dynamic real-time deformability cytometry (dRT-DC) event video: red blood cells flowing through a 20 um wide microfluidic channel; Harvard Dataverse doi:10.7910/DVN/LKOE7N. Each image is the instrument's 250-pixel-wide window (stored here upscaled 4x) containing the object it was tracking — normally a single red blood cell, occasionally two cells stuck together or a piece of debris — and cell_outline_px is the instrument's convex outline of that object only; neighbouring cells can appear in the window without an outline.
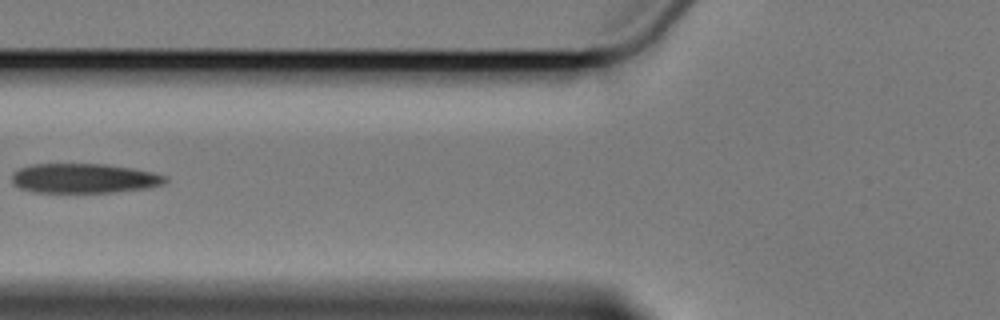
{"species": "Egyptian fruit bat (a non-hibernating species)", "species_latin": "Rousettus aegyptiacus", "temperature_condition": "cold", "stored_images_in_passage": 5, "camera_frame_rate_fps": 3000, "um_per_image_px": 0.085, "animal": {"sex": "female"}, "frame": {"image": 1, "passage_image": 5, "time_ms": 7.0, "image_size_px": [1000, 320], "cell_outline_px": [[168, 180], [164, 184], [148, 188], [112, 192], [36, 192], [20, 188], [12, 184], [12, 172], [20, 168], [32, 164], [104, 164], [132, 168], [152, 172], [164, 176]], "centroid_in_image_um": [7.12, 15.15], "position_along_channel_um": 118.7, "area_um2": 26.41}}